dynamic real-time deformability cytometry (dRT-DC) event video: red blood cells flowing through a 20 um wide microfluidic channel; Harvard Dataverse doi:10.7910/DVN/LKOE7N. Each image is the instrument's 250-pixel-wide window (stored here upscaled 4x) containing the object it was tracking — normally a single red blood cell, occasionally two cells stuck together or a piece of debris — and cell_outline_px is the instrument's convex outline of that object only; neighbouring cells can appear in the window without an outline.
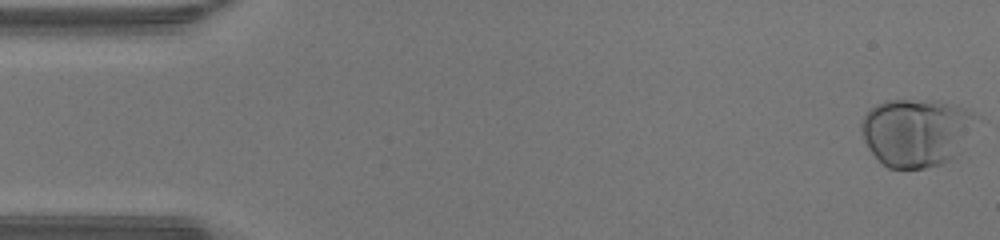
{"species": "human", "species_latin": "Homo sapiens", "temperature_condition": "warm", "stored_images_in_passage": 48, "segment_of_instrument_passage": [1, 2], "camera_frame_rate_fps": 3000, "um_per_image_px": 0.085, "donor": {"sex": "male"}, "frame": {"image": 1, "passage_image": 1, "time_ms": 0.0, "image_size_px": [1000, 240], "cell_outline_px": [[980, 116], [952, 160], [940, 164], [924, 168], [888, 168], [868, 148], [864, 140], [860, 128], [860, 124], [864, 116], [876, 104], [888, 100], [936, 100], [956, 104]], "centroid_in_image_um": [77.89, 11.22], "position_along_channel_um": 7.1, "area_um2": 45.37}}
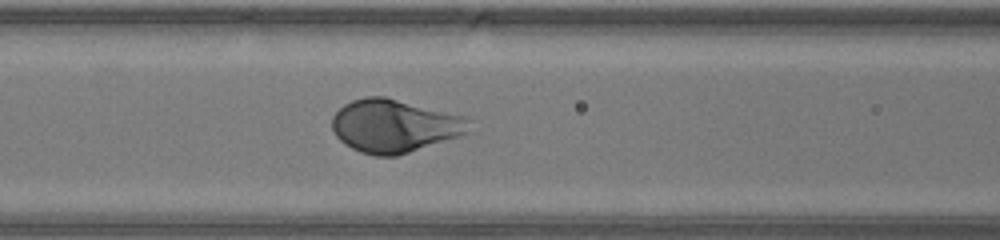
{"frame": {"image": 2, "passage_image": 20, "time_ms": 6.333, "image_size_px": [1000, 240], "cell_outline_px": [[472, 132], [460, 136], [396, 156], [376, 156], [360, 152], [352, 148], [340, 140], [336, 136], [332, 128], [332, 116], [344, 104], [352, 100], [364, 96], [384, 96], [464, 116], [468, 120]], "centroid_in_image_um": [33.51, 10.7], "position_along_channel_um": 133.1, "area_um2": 42.31}}
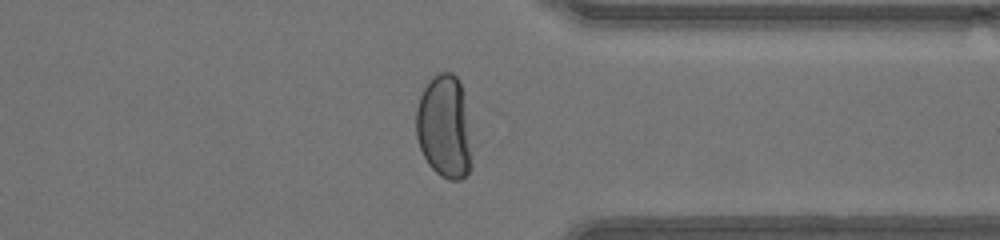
{"frame": {"image": 3, "passage_image": 37, "time_ms": 12.0, "image_size_px": [1000, 240], "cell_outline_px": [[472, 168], [460, 180], [448, 180], [440, 176], [428, 164], [420, 148], [416, 136], [416, 108], [420, 96], [428, 80], [440, 72], [452, 72], [456, 76], [464, 92], [472, 152]], "centroid_in_image_um": [37.78, 10.8], "position_along_channel_um": 373.6, "area_um2": 33.93}}